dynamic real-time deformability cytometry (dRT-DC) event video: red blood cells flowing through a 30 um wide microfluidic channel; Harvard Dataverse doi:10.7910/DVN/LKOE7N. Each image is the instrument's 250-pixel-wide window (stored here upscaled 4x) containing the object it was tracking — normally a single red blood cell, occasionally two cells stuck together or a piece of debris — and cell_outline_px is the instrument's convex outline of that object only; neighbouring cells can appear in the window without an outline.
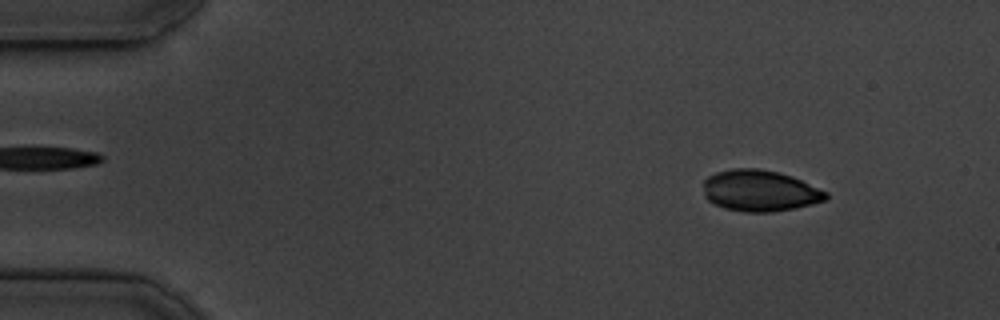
{"species": "common noctule bat (a hibernating species)", "species_latin": "Nyctalus noctula", "temperature_condition": "cold", "stored_images_in_passage": 53, "camera_frame_rate_fps": 3000, "um_per_image_px": 0.085, "animal": {"sex": "male", "body_mass_g": 19.5, "forearm_length_mm": 54.6}, "frame": {"image": 1, "passage_image": 6, "time_ms": 1.667, "image_size_px": [1000, 320], "cell_outline_px": [[828, 200], [796, 208], [772, 212], [744, 212], [724, 208], [708, 200], [704, 196], [704, 180], [708, 176], [716, 172], [732, 168], [760, 168], [792, 176], [828, 192]], "centroid_in_image_um": [64.6, 16.21], "position_along_channel_um": 20.4, "area_um2": 29.65}}
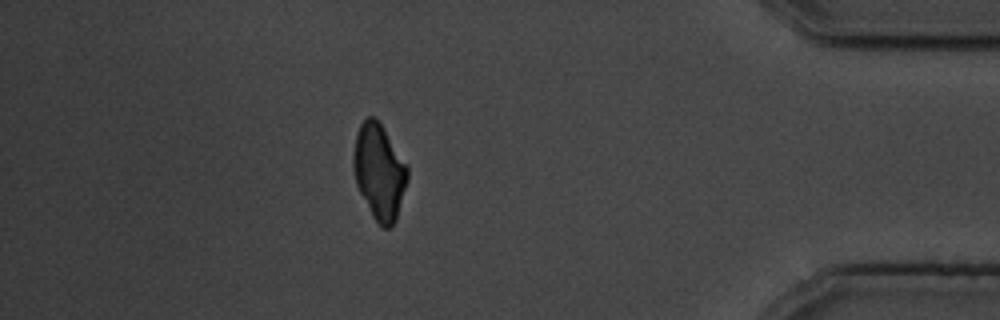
{"frame": {"image": 2, "passage_image": 47, "time_ms": 15.333, "image_size_px": [1000, 320], "cell_outline_px": [[408, 180], [396, 220], [388, 228], [384, 228], [372, 216], [356, 184], [352, 168], [352, 156], [356, 136], [360, 124], [368, 116], [372, 116], [380, 124], [408, 164]], "centroid_in_image_um": [32.23, 14.6], "position_along_channel_um": 403.0, "area_um2": 30.0}}